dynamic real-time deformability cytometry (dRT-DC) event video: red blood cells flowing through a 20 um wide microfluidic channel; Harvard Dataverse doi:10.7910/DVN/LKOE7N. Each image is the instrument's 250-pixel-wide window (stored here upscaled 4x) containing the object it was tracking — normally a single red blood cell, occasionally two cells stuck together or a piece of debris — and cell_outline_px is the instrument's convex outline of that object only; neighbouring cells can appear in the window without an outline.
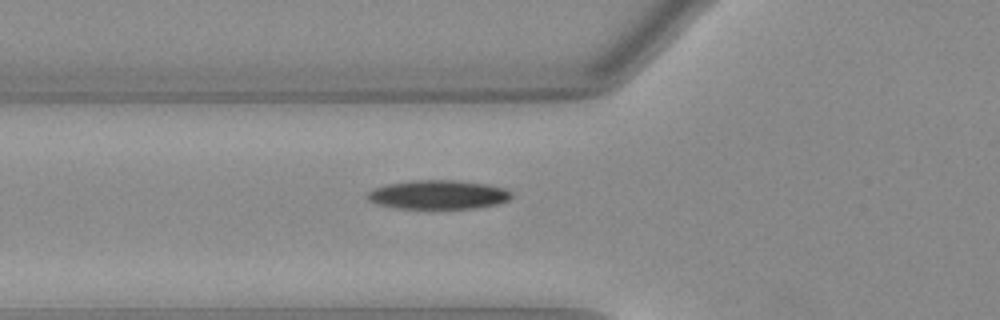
{"species": "Egyptian fruit bat (a non-hibernating species)", "species_latin": "Rousettus aegyptiacus", "temperature_condition": "warm", "stored_images_in_passage": 35, "camera_frame_rate_fps": 3000, "um_per_image_px": 0.085, "animal": {"sex": "female"}, "frame": {"image": 1, "passage_image": 3, "time_ms": 0.667, "image_size_px": [1000, 320], "cell_outline_px": [[512, 196], [508, 200], [496, 204], [476, 208], [392, 208], [376, 204], [368, 200], [364, 196], [372, 188], [388, 184], [412, 180], [460, 180], [488, 184], [508, 188], [512, 192]], "centroid_in_image_um": [37.24, 16.54], "position_along_channel_um": 88.6, "area_um2": 24.68}}
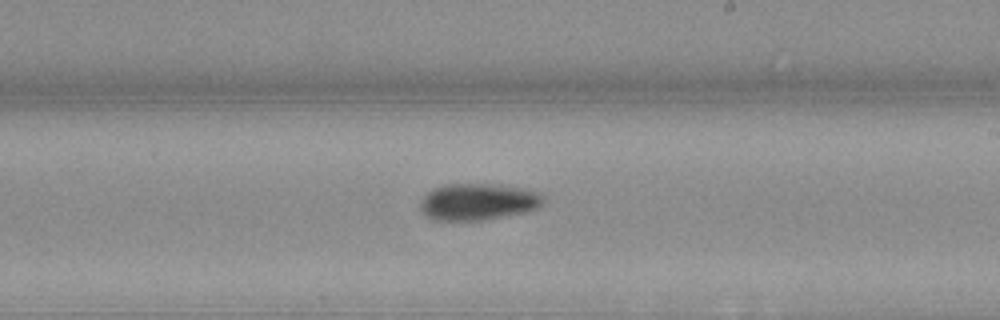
{"frame": {"image": 2, "passage_image": 15, "time_ms": 4.667, "image_size_px": [1000, 320], "cell_outline_px": [[544, 200], [536, 208], [528, 212], [484, 220], [432, 220], [424, 216], [420, 212], [420, 200], [432, 188], [444, 184], [500, 184], [524, 188], [544, 192]], "centroid_in_image_um": [40.63, 17.14], "position_along_channel_um": 248.4, "area_um2": 26.93}}
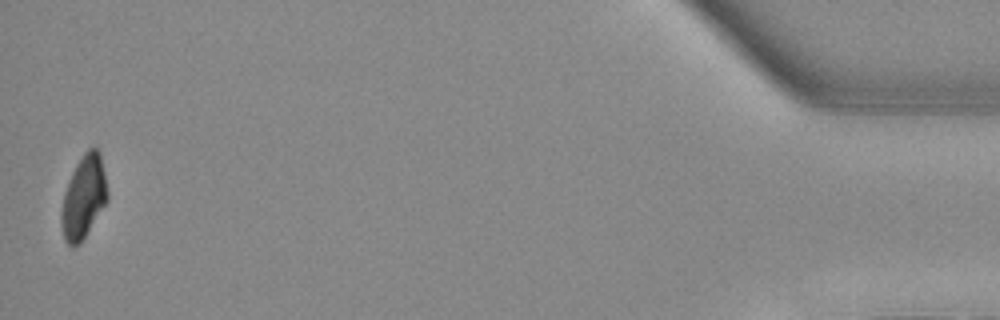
{"frame": {"image": 3, "passage_image": 35, "time_ms": 11.333, "image_size_px": [1000, 320], "cell_outline_px": [[108, 200], [80, 244], [72, 248], [64, 240], [60, 224], [60, 212], [64, 192], [72, 172], [76, 164], [84, 152], [88, 148], [96, 148], [100, 152], [108, 192]], "centroid_in_image_um": [7.09, 16.79], "position_along_channel_um": 428.1, "area_um2": 22.43}, "authors_computed_cell_mechanics": {"area_um2": 24.854, "velocity_mm_per_s": 3.9902, "shape_relaxation_time_tau1_ms": 6.1511, "shape_relaxation_time_tau2_ms": null, "deformation_change_tau1": 0.2067, "deformation_change_tau2": null}}